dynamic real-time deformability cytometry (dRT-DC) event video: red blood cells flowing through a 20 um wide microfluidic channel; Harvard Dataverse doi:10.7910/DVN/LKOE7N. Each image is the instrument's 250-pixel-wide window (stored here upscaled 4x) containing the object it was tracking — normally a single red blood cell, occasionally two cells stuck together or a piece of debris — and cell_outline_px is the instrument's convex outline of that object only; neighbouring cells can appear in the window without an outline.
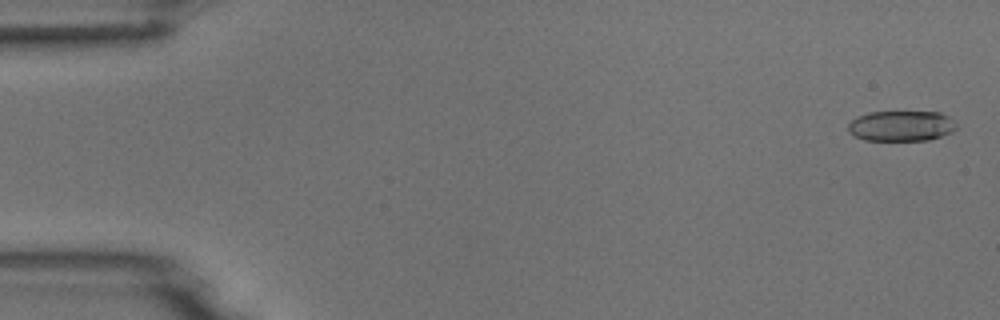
{"species": "common noctule bat (a hibernating species)", "species_latin": "Nyctalus noctula", "temperature_condition": "room temperature", "stored_images_in_passage": 5, "camera_frame_rate_fps": 3000, "um_per_image_px": 0.085, "animal": {"sex": "male", "body_mass_g": 18.8}, "frame": {"image": 1, "passage_image": 1, "time_ms": 0.0, "image_size_px": [1000, 320], "cell_outline_px": [[956, 128], [952, 132], [928, 140], [864, 140], [848, 132], [848, 124], [856, 116], [868, 112], [940, 112], [948, 116], [956, 124]], "centroid_in_image_um": [76.58, 10.7], "position_along_channel_um": 8.4, "area_um2": 19.19}}
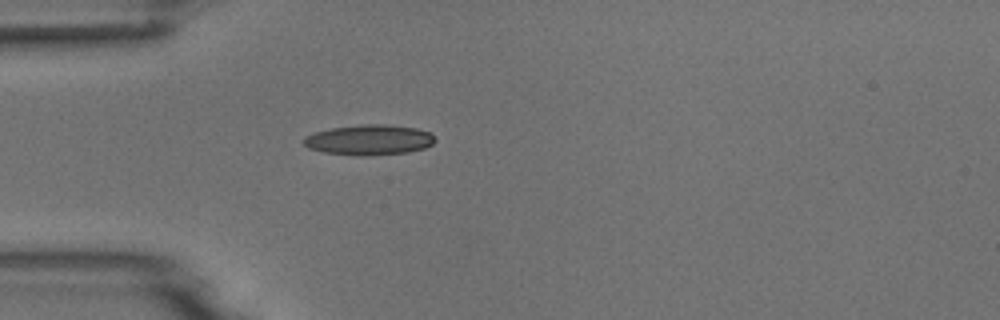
{"frame": {"image": 2, "passage_image": 5, "time_ms": 4.667, "image_size_px": [1000, 320], "cell_outline_px": [[436, 140], [432, 144], [424, 148], [408, 152], [372, 156], [360, 156], [324, 152], [308, 148], [304, 144], [304, 136], [312, 132], [332, 128], [364, 124], [388, 124], [416, 128], [432, 132]], "centroid_in_image_um": [31.39, 11.89], "position_along_channel_um": 53.6, "area_um2": 23.47}}